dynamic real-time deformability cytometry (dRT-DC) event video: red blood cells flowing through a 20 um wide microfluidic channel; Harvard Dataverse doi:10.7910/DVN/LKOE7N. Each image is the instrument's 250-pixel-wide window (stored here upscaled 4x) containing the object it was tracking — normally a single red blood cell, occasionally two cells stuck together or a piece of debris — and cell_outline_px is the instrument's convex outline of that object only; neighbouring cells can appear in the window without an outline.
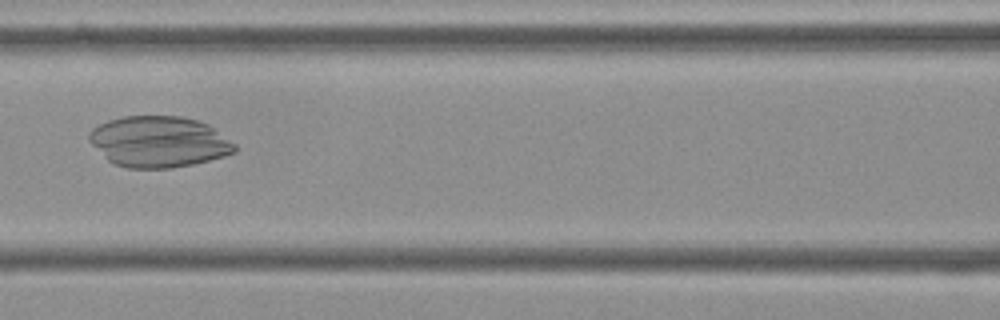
{"species": "Egyptian fruit bat (a non-hibernating species)", "species_latin": "Rousettus aegyptiacus", "temperature_condition": "cold", "stored_images_in_passage": 7, "camera_frame_rate_fps": 3000, "um_per_image_px": 0.085, "frame": {"image": 1, "passage_image": 7, "time_ms": 2.0, "image_size_px": [1000, 320], "cell_outline_px": [[236, 152], [224, 156], [192, 164], [172, 168], [128, 168], [112, 164], [88, 140], [88, 132], [92, 128], [108, 120], [124, 116], [180, 116], [196, 120], [208, 124], [236, 144]], "centroid_in_image_um": [13.48, 12.05], "position_along_channel_um": 153.1, "area_um2": 43.29}}